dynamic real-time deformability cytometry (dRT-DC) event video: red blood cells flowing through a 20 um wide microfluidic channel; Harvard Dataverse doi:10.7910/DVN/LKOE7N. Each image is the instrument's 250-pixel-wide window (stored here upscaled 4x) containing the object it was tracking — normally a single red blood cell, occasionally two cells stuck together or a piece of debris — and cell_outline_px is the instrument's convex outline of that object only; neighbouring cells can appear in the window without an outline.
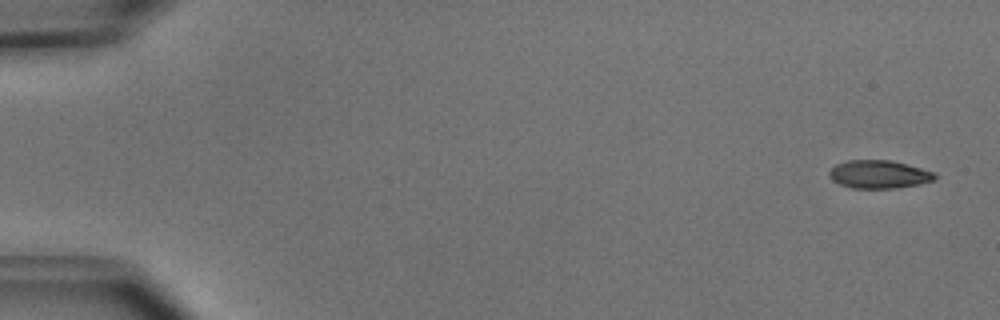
{"species": "common noctule bat (a hibernating species)", "species_latin": "Nyctalus noctula", "temperature_condition": "cold", "stored_images_in_passage": 51, "camera_frame_rate_fps": 3000, "um_per_image_px": 0.085, "animal": {"sex": "male", "body_mass_g": 15.6}, "frame": {"image": 1, "passage_image": 2, "time_ms": 0.333, "image_size_px": [1000, 320], "cell_outline_px": [[936, 176], [932, 180], [920, 184], [896, 188], [852, 188], [840, 184], [832, 180], [828, 176], [828, 172], [836, 164], [848, 160], [888, 160], [936, 172]], "centroid_in_image_um": [74.68, 14.82], "position_along_channel_um": 10.3, "area_um2": 17.17}}
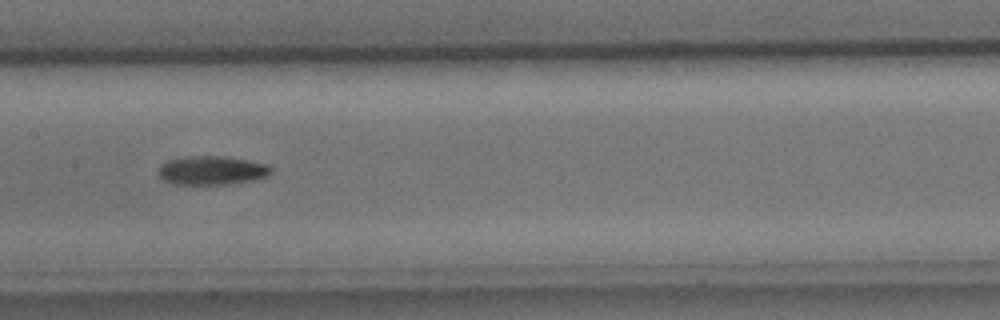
{"frame": {"image": 2, "passage_image": 26, "time_ms": 8.333, "image_size_px": [1000, 320], "cell_outline_px": [[272, 172], [268, 176], [256, 180], [228, 184], [176, 184], [164, 180], [160, 176], [160, 164], [168, 160], [184, 156], [224, 156], [268, 164], [272, 168]], "centroid_in_image_um": [18.05, 14.48], "position_along_channel_um": 189.4, "area_um2": 18.96}}
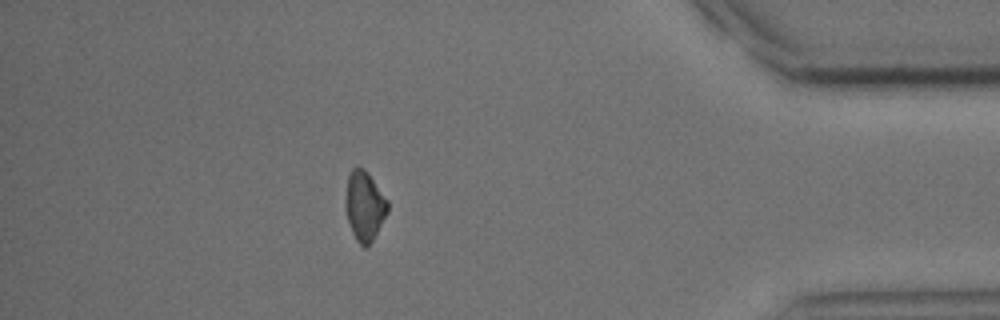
{"frame": {"image": 3, "passage_image": 45, "time_ms": 14.667, "image_size_px": [1000, 320], "cell_outline_px": [[388, 212], [372, 240], [364, 248], [356, 240], [352, 232], [344, 208], [344, 204], [348, 176], [352, 168], [356, 164], [368, 172], [388, 200]], "centroid_in_image_um": [30.97, 17.46], "position_along_channel_um": 404.2, "area_um2": 17.17}, "authors_computed_cell_mechanics": {"area_um2": 17.918, "velocity_mm_per_s": 3.9919, "shape_relaxation_time_tau1_ms": 3.5799, "shape_relaxation_time_tau2_ms": null, "deformation_change_tau1": 0.1219, "deformation_change_tau2": null}}